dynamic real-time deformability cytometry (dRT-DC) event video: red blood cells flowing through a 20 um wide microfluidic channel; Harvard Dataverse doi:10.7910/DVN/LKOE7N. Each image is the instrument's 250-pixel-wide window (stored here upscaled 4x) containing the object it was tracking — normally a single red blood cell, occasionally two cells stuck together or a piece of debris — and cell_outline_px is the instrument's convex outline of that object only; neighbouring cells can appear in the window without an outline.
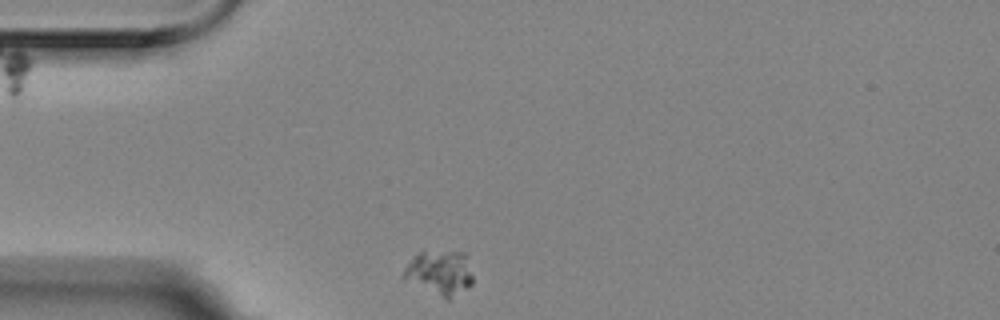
{"species": "Egyptian fruit bat (a non-hibernating species)", "species_latin": "Rousettus aegyptiacus", "temperature_condition": "room temperature", "stored_images_in_passage": 12, "camera_frame_rate_fps": 3000, "um_per_image_px": 0.085, "animal": {"sex": "female"}, "frame": {"image": 1, "passage_image": 1, "time_ms": 0.0, "image_size_px": [1000, 320], "cell_outline_px": [[472, 284], [468, 288], [448, 300], [400, 276], [404, 268], [412, 256], [420, 252], [464, 252], [472, 276]], "centroid_in_image_um": [37.37, 23.18], "position_along_channel_um": 47.6, "area_um2": 17.57}}
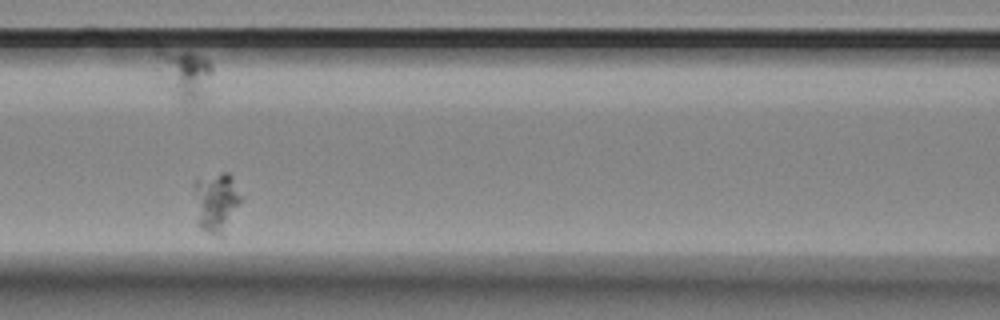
{"frame": {"image": 2, "passage_image": 4, "time_ms": 1.0, "image_size_px": [1000, 320], "cell_outline_px": [[244, 196], [224, 236], [216, 236], [200, 228], [196, 220], [196, 180], [220, 172], [228, 172], [232, 176]], "centroid_in_image_um": [18.45, 17.21], "position_along_channel_um": 148.2, "area_um2": 16.53}}
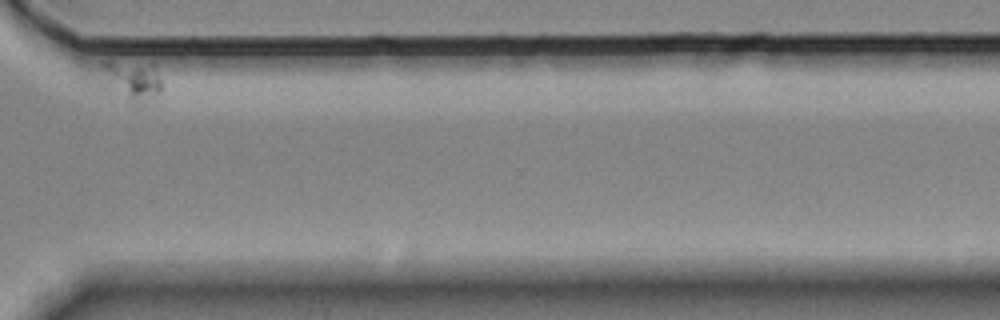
{"frame": {"image": 3, "passage_image": 12, "time_ms": 3.667, "image_size_px": [1000, 320], "cell_outline_px": [[160, 92], [140, 108], [132, 108], [128, 104], [100, 64], [104, 60], [108, 60], [152, 64], [160, 80]], "centroid_in_image_um": [11.36, 6.88], "position_along_channel_um": 359.2, "area_um2": 13.35}}